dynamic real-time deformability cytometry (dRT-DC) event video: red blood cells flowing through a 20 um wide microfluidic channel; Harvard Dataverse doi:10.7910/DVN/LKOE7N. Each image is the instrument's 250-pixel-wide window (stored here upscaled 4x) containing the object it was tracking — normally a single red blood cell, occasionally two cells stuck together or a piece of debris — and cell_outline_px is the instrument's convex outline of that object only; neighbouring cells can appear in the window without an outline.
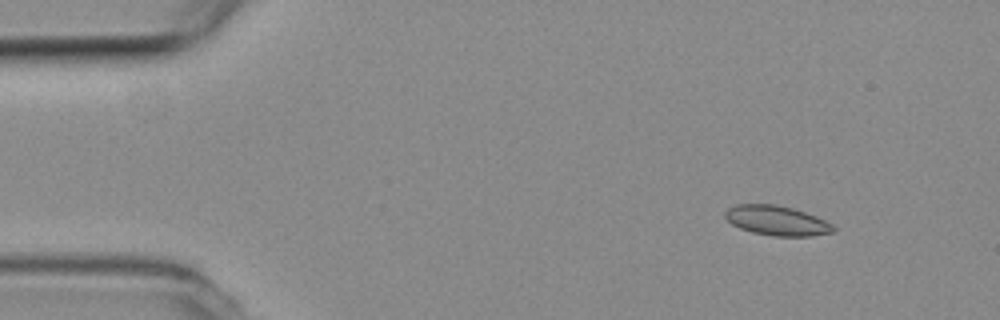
{"species": "common noctule bat (a hibernating species)", "species_latin": "Nyctalus noctula", "temperature_condition": "room temperature", "stored_images_in_passage": 49, "camera_frame_rate_fps": 3000, "um_per_image_px": 0.085, "animal": {"sex": "female", "body_mass_g": 19.3, "forearm_length_mm": 54.1}, "frame": {"image": 1, "passage_image": 1, "time_ms": 0.0, "image_size_px": [1000, 320], "cell_outline_px": [[836, 228], [832, 232], [812, 236], [772, 236], [752, 232], [740, 228], [732, 224], [724, 216], [724, 212], [728, 208], [736, 204], [776, 204], [792, 208], [816, 216], [832, 224]], "centroid_in_image_um": [66.01, 18.75], "position_along_channel_um": 19.0, "area_um2": 18.73}}
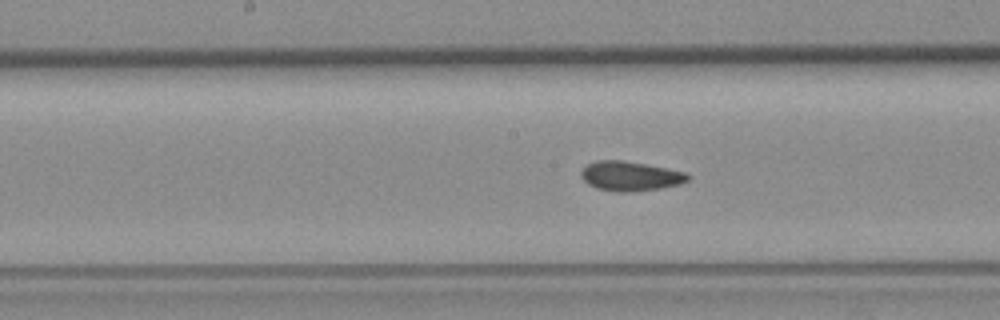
{"frame": {"image": 2, "passage_image": 22, "time_ms": 7.0, "image_size_px": [1000, 320], "cell_outline_px": [[692, 176], [688, 180], [680, 184], [660, 188], [628, 192], [616, 192], [596, 188], [588, 184], [580, 176], [580, 172], [588, 164], [596, 160], [624, 160], [648, 164], [688, 172]], "centroid_in_image_um": [53.6, 14.96], "position_along_channel_um": 194.6, "area_um2": 18.61}}
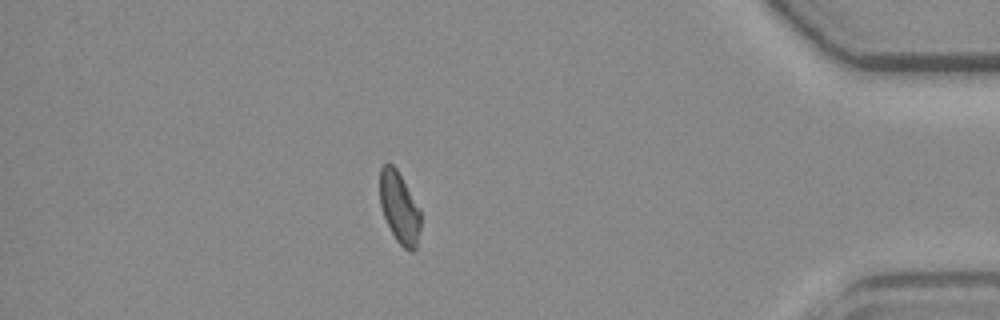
{"frame": {"image": 3, "passage_image": 42, "time_ms": 13.667, "image_size_px": [1000, 320], "cell_outline_px": [[420, 232], [416, 248], [412, 252], [404, 248], [396, 240], [384, 216], [380, 204], [380, 168], [384, 164], [392, 164], [396, 168], [420, 212]], "centroid_in_image_um": [33.93, 17.68], "position_along_channel_um": 401.3, "area_um2": 16.53}, "authors_computed_cell_mechanics": {"area_um2": 17.918, "velocity_mm_per_s": 3.7826, "shape_relaxation_time_tau1_ms": null, "shape_relaxation_time_tau2_ms": 2.3861, "deformation_change_tau1": null, "deformation_change_tau2": 0.0629}}